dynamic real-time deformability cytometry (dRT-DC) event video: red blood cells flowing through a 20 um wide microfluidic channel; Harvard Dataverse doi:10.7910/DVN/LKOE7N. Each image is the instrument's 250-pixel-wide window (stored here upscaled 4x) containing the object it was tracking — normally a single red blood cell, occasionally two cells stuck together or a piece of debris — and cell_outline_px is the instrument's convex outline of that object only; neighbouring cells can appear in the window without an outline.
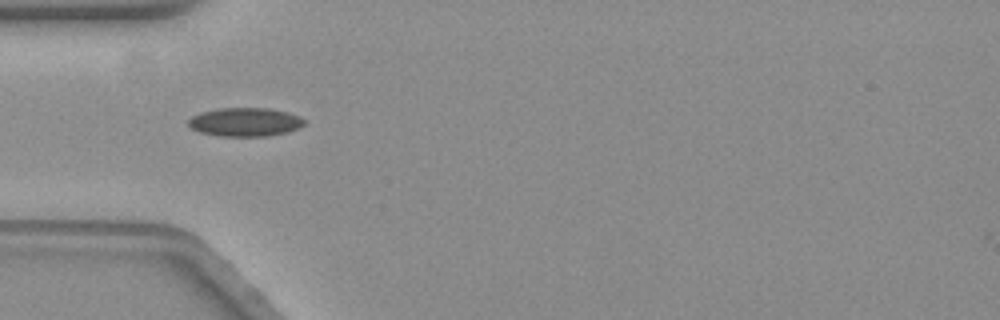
{"species": "common noctule bat (a hibernating species)", "species_latin": "Nyctalus noctula", "temperature_condition": "warm", "stored_images_in_passage": 31, "camera_frame_rate_fps": 3000, "um_per_image_px": 0.085, "animal": {"sex": "female", "body_mass_g": 19.3, "forearm_length_mm": 54.1}, "frame": {"image": 1, "passage_image": 5, "time_ms": 1.333, "image_size_px": [1000, 320], "cell_outline_px": [[304, 124], [300, 128], [288, 132], [268, 136], [220, 136], [200, 132], [192, 128], [188, 124], [188, 120], [192, 116], [200, 112], [220, 108], [268, 108], [288, 112], [304, 120]], "centroid_in_image_um": [20.83, 10.37], "position_along_channel_um": 64.2, "area_um2": 19.31}}
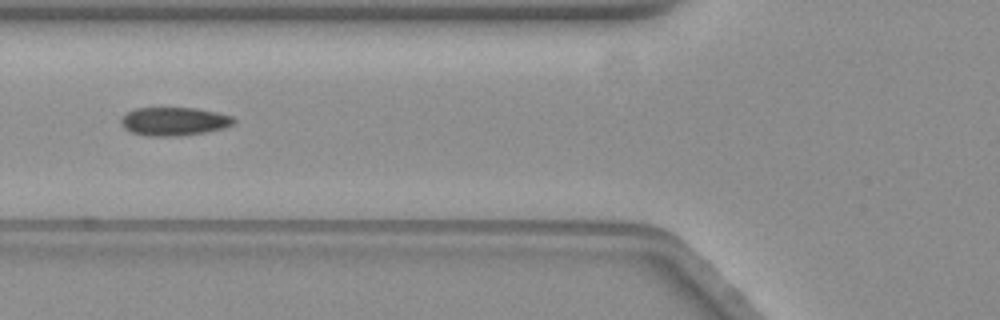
{"frame": {"image": 2, "passage_image": 9, "time_ms": 2.667, "image_size_px": [1000, 320], "cell_outline_px": [[236, 120], [232, 124], [224, 128], [204, 132], [176, 136], [148, 136], [132, 132], [124, 128], [120, 124], [120, 120], [128, 112], [136, 108], [196, 108], [216, 112], [232, 116]], "centroid_in_image_um": [14.79, 10.31], "position_along_channel_um": 111.0, "area_um2": 18.5}, "authors_computed_cell_mechanics": {"area_um2": 18.8428, "velocity_mm_per_s": 3.5123, "shape_relaxation_time_tau1_ms": 8.3911, "shape_relaxation_time_tau2_ms": 2.2009, "deformation_change_tau1": 0.1735, "deformation_change_tau2": 0.0757}}